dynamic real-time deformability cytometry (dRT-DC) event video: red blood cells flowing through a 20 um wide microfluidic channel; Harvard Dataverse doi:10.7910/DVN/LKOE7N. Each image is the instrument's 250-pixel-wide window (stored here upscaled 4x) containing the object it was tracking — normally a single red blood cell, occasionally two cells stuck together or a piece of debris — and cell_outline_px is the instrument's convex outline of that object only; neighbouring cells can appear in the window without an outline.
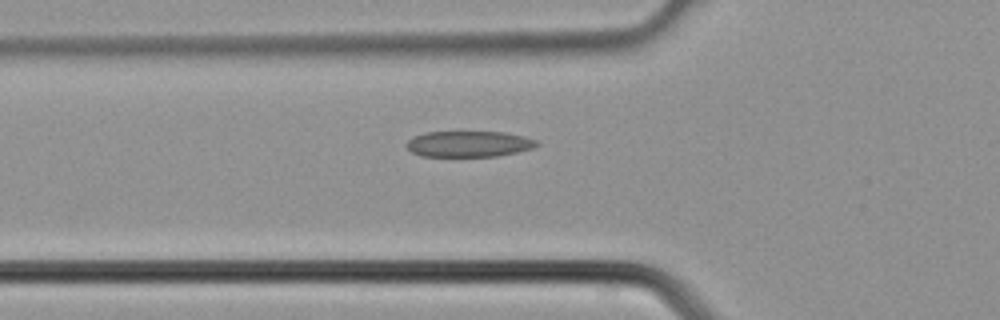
{"species": "common noctule bat (a hibernating species)", "species_latin": "Nyctalus noctula", "temperature_condition": "cold", "stored_images_in_passage": 37, "camera_frame_rate_fps": 3000, "um_per_image_px": 0.085, "animal": {"sex": "male", "body_mass_g": 21.5, "forearm_length_mm": 52.0}, "frame": {"image": 1, "passage_image": 11, "time_ms": 3.333, "image_size_px": [1000, 320], "cell_outline_px": [[540, 144], [532, 148], [516, 152], [496, 156], [420, 156], [412, 152], [404, 144], [412, 136], [424, 132], [504, 132], [524, 136], [536, 140]], "centroid_in_image_um": [39.81, 12.23], "position_along_channel_um": 86.0, "area_um2": 19.71}}
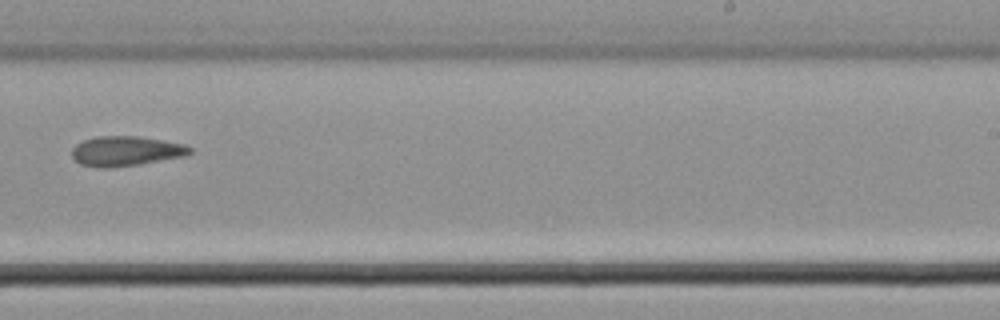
{"frame": {"image": 2, "passage_image": 22, "time_ms": 7.0, "image_size_px": [1000, 320], "cell_outline_px": [[192, 152], [184, 156], [140, 164], [108, 168], [104, 168], [80, 164], [72, 156], [72, 148], [76, 144], [84, 140], [96, 136], [136, 136], [184, 144], [192, 148]], "centroid_in_image_um": [10.68, 12.84], "position_along_channel_um": 278.3, "area_um2": 20.35}}
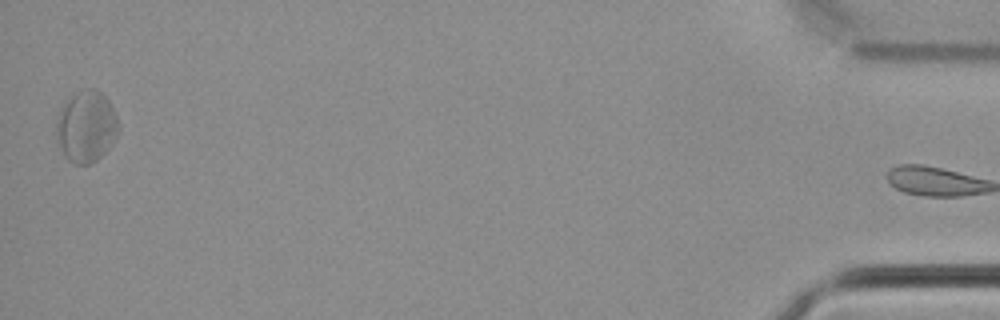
{"frame": {"image": 3, "passage_image": 36, "time_ms": 11.667, "image_size_px": [1000, 320], "cell_outline_px": [[120, 128], [112, 144], [96, 160], [88, 164], [72, 164], [68, 160], [56, 140], [56, 116], [64, 100], [68, 96], [76, 92], [88, 88], [96, 88], [108, 100], [116, 116]], "centroid_in_image_um": [7.3, 10.73], "position_along_channel_um": 427.9, "area_um2": 26.13}}